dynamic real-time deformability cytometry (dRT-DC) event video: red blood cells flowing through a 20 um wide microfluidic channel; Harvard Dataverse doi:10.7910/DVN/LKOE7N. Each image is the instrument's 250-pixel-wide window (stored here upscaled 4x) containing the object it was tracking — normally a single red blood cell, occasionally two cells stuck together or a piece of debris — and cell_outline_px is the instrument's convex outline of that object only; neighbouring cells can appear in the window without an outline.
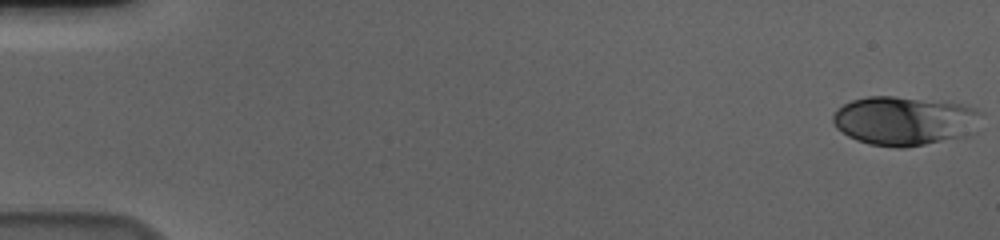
{"species": "human", "species_latin": "Homo sapiens", "temperature_condition": "cold", "stored_images_in_passage": 57, "camera_frame_rate_fps": 3000, "um_per_image_px": 0.085, "donor": {"sex": "male"}, "frame": {"image": 1, "passage_image": 1, "time_ms": 0.0, "image_size_px": [1000, 240], "cell_outline_px": [[984, 112], [968, 136], [904, 148], [896, 148], [868, 144], [856, 140], [848, 136], [836, 128], [832, 120], [832, 116], [836, 108], [852, 100], [868, 96], [892, 96], [964, 104], [976, 108]], "centroid_in_image_um": [76.86, 10.27], "position_along_channel_um": 8.1, "area_um2": 42.6}}
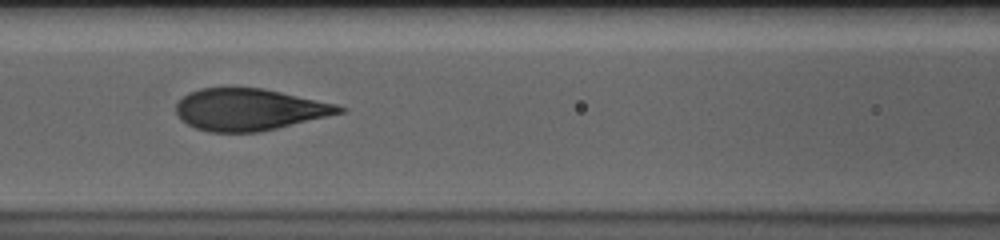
{"frame": {"image": 2, "passage_image": 26, "time_ms": 8.333, "image_size_px": [1000, 240], "cell_outline_px": [[348, 108], [344, 112], [260, 132], [208, 132], [196, 128], [180, 120], [176, 112], [176, 104], [188, 92], [200, 88], [264, 88], [336, 104]], "centroid_in_image_um": [21.17, 9.31], "position_along_channel_um": 145.4, "area_um2": 39.65}}
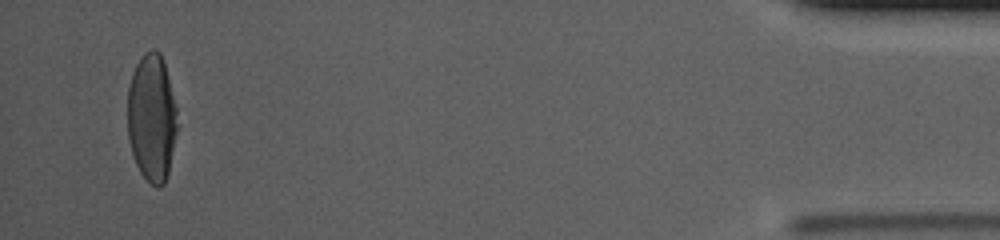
{"frame": {"image": 3, "passage_image": 55, "time_ms": 18.0, "image_size_px": [1000, 240], "cell_outline_px": [[180, 124], [168, 172], [164, 184], [160, 188], [156, 188], [140, 172], [136, 164], [128, 140], [128, 88], [132, 72], [136, 64], [144, 52], [152, 48], [156, 48], [160, 52], [164, 64], [176, 108]], "centroid_in_image_um": [12.92, 10.02], "position_along_channel_um": 422.3, "area_um2": 37.4}, "authors_computed_cell_mechanics": {"area_um2": 40.46, "velocity_mm_per_s": 3.6404, "shape_relaxation_time_tau1_ms": 4.833, "shape_relaxation_time_tau2_ms": null, "deformation_change_tau1": 0.1993, "deformation_change_tau2": null}}